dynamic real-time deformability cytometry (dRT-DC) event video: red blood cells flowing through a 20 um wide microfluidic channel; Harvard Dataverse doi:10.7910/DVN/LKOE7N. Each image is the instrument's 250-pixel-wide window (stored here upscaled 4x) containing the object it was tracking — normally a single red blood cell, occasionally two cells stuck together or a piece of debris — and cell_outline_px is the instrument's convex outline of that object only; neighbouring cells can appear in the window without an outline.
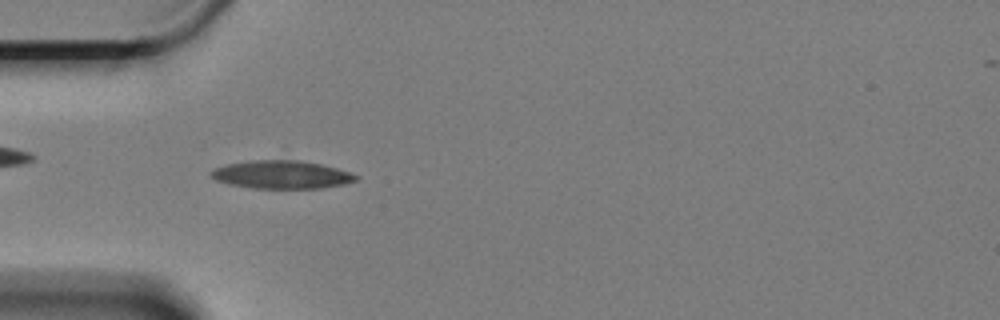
{"species": "Egyptian fruit bat (a non-hibernating species)", "species_latin": "Rousettus aegyptiacus", "temperature_condition": "cold", "stored_images_in_passage": 48, "camera_frame_rate_fps": 3000, "um_per_image_px": 0.085, "animal": {"sex": "female"}, "frame": {"image": 1, "passage_image": 6, "time_ms": 1.667, "image_size_px": [1000, 320], "cell_outline_px": [[360, 180], [344, 184], [320, 188], [252, 188], [228, 184], [216, 180], [208, 176], [208, 172], [212, 168], [228, 164], [256, 160], [296, 160], [320, 164], [336, 168], [360, 176]], "centroid_in_image_um": [23.9, 14.85], "position_along_channel_um": 61.1, "area_um2": 23.76}}
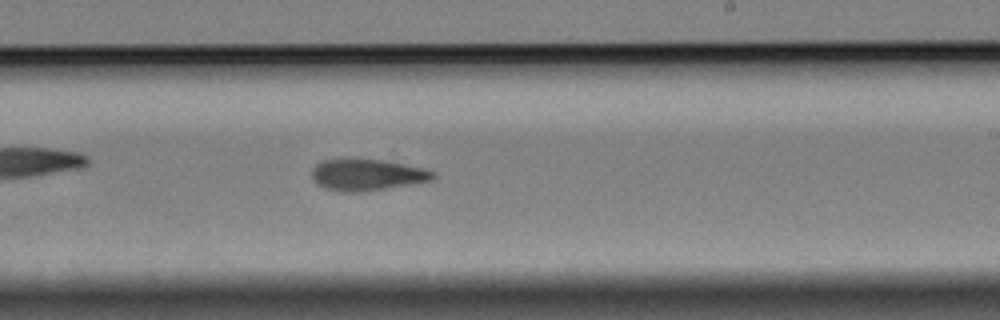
{"frame": {"image": 2, "passage_image": 24, "time_ms": 7.667, "image_size_px": [1000, 320], "cell_outline_px": [[436, 176], [432, 180], [412, 184], [360, 192], [340, 192], [324, 188], [316, 184], [312, 180], [312, 168], [316, 164], [324, 160], [380, 160], [404, 164], [424, 168], [436, 172]], "centroid_in_image_um": [31.2, 14.88], "position_along_channel_um": 257.8, "area_um2": 22.08}}
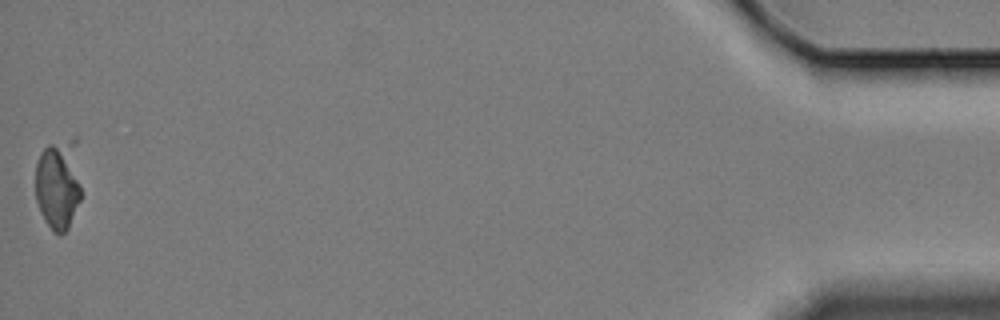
{"frame": {"image": 3, "passage_image": 48, "time_ms": 15.667, "image_size_px": [1000, 320], "cell_outline_px": [[80, 200], [68, 228], [60, 236], [52, 232], [44, 220], [40, 212], [36, 200], [36, 164], [40, 152], [48, 144], [76, 136], [80, 188]], "centroid_in_image_um": [4.95, 15.64], "position_along_channel_um": 430.2, "area_um2": 24.62}}